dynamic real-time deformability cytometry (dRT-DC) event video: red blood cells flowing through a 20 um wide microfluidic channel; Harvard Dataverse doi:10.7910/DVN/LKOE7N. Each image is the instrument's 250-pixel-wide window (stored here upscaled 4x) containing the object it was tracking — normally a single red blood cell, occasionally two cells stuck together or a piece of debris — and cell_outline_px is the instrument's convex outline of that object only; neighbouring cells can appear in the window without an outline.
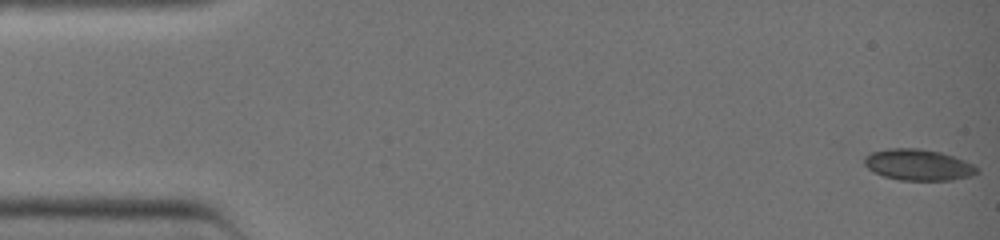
{"species": "common noctule bat (a hibernating species)", "species_latin": "Nyctalus noctula", "temperature_condition": "warm", "stored_images_in_passage": 40, "camera_frame_rate_fps": 3000, "um_per_image_px": 0.085, "animal": {"sex": "female", "body_mass_g": 19.0, "forearm_length_mm": 51.5}, "frame": {"image": 1, "passage_image": 1, "time_ms": 0.0, "image_size_px": [1000, 240], "cell_outline_px": [[980, 172], [968, 176], [952, 180], [900, 180], [884, 176], [872, 172], [864, 164], [864, 156], [872, 152], [888, 148], [920, 148], [940, 152], [964, 160], [980, 168]], "centroid_in_image_um": [78.04, 14.01], "position_along_channel_um": 7.0, "area_um2": 20.52}}
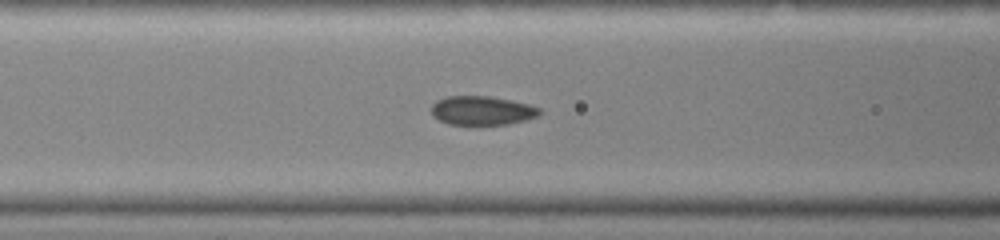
{"frame": {"image": 2, "passage_image": 17, "time_ms": 5.333, "image_size_px": [1000, 240], "cell_outline_px": [[540, 112], [536, 116], [524, 120], [508, 124], [448, 124], [432, 116], [432, 104], [436, 100], [448, 96], [492, 96], [512, 100], [528, 104], [540, 108]], "centroid_in_image_um": [40.94, 9.38], "position_along_channel_um": 125.7, "area_um2": 18.15}}
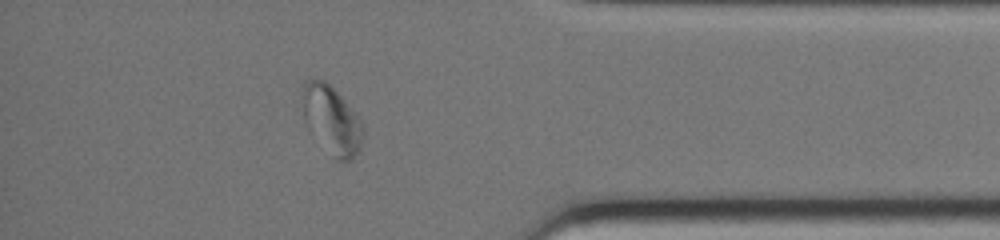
{"frame": {"image": 3, "passage_image": 35, "time_ms": 11.333, "image_size_px": [1000, 240], "cell_outline_px": [[364, 136], [360, 148], [348, 160], [336, 160], [304, 120], [300, 96], [304, 84], [308, 80], [324, 80], [352, 108], [364, 124]], "centroid_in_image_um": [28.2, 10.16], "position_along_channel_um": 407.0, "area_um2": 23.52}}